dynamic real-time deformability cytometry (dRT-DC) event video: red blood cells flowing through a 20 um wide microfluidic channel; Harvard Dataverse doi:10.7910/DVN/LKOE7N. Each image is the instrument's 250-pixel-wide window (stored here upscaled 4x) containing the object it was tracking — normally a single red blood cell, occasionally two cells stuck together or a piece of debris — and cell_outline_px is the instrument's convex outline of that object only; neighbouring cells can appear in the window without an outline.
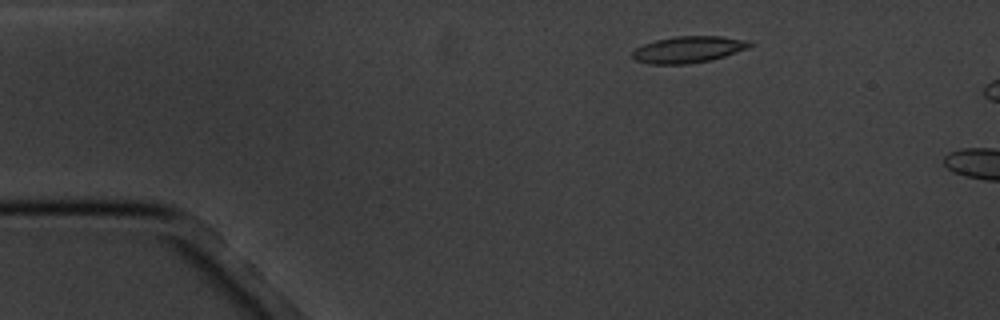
{"species": "common noctule bat (a hibernating species)", "species_latin": "Nyctalus noctula", "temperature_condition": "cold", "stored_images_in_passage": 3, "camera_frame_rate_fps": 3000, "um_per_image_px": 0.085, "animal": {"sex": "male", "body_mass_g": 20.1, "forearm_length_mm": 53.5}, "frame": {"image": 1, "passage_image": 2, "time_ms": 2.0, "image_size_px": [1000, 320], "cell_outline_px": [[756, 44], [748, 48], [712, 60], [684, 64], [652, 64], [636, 60], [632, 56], [632, 52], [636, 48], [644, 44], [656, 40], [676, 36], [720, 36], [748, 40]], "centroid_in_image_um": [58.54, 4.2], "position_along_channel_um": 26.5, "area_um2": 18.09}}